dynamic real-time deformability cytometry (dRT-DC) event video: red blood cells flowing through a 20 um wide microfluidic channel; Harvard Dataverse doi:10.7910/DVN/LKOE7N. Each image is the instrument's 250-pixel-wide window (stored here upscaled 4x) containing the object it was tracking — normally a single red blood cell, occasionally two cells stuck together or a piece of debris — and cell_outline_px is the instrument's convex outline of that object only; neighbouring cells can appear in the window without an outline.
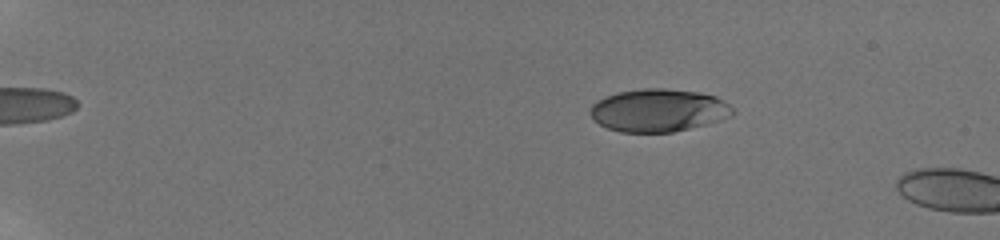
{"species": "human", "species_latin": "Homo sapiens", "temperature_condition": "room temperature", "stored_images_in_passage": 83, "camera_frame_rate_fps": 3000, "um_per_image_px": 0.085, "donor": {"sex": "male"}, "frame": {"image": 1, "passage_image": 19, "time_ms": 3.667, "image_size_px": [1000, 240], "cell_outline_px": [[736, 112], [732, 116], [708, 124], [672, 132], [620, 132], [608, 128], [600, 124], [588, 112], [592, 104], [608, 96], [620, 92], [644, 88], [664, 88], [700, 92], [716, 96], [724, 100]], "centroid_in_image_um": [56.02, 9.38], "position_along_channel_um": 29.0, "area_um2": 35.49}}
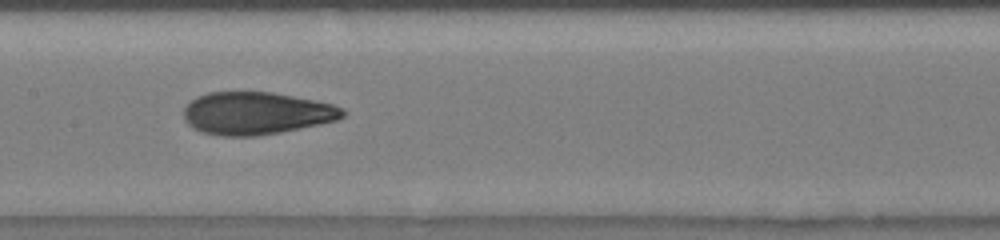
{"frame": {"image": 2, "passage_image": 44, "time_ms": 11.0, "image_size_px": [1000, 240], "cell_outline_px": [[344, 116], [336, 120], [320, 124], [280, 132], [256, 136], [224, 136], [200, 132], [192, 128], [184, 120], [184, 108], [196, 96], [208, 92], [272, 92], [332, 104], [344, 108]], "centroid_in_image_um": [21.75, 9.63], "position_along_channel_um": 185.7, "area_um2": 39.3}}
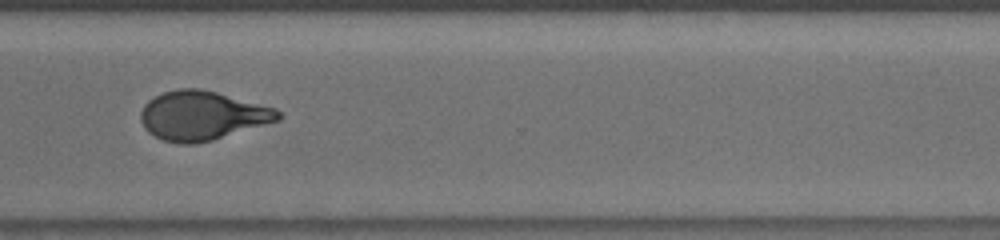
{"frame": {"image": 3, "passage_image": 66, "time_ms": 15.333, "image_size_px": [1000, 240], "cell_outline_px": [[280, 120], [212, 140], [192, 144], [180, 144], [164, 140], [148, 132], [144, 128], [140, 120], [140, 112], [144, 104], [148, 100], [164, 92], [176, 88], [200, 88], [216, 92], [276, 108], [280, 112]], "centroid_in_image_um": [17.16, 9.82], "position_along_channel_um": 353.4, "area_um2": 39.19}, "authors_computed_cell_mechanics": {"area_um2": 38.5526, "velocity_mm_per_s": 3.8731, "shape_relaxation_time_tau1_ms": 8.2864, "shape_relaxation_time_tau2_ms": 1.1317, "deformation_change_tau1": 0.2778, "deformation_change_tau2": 0.0724}}